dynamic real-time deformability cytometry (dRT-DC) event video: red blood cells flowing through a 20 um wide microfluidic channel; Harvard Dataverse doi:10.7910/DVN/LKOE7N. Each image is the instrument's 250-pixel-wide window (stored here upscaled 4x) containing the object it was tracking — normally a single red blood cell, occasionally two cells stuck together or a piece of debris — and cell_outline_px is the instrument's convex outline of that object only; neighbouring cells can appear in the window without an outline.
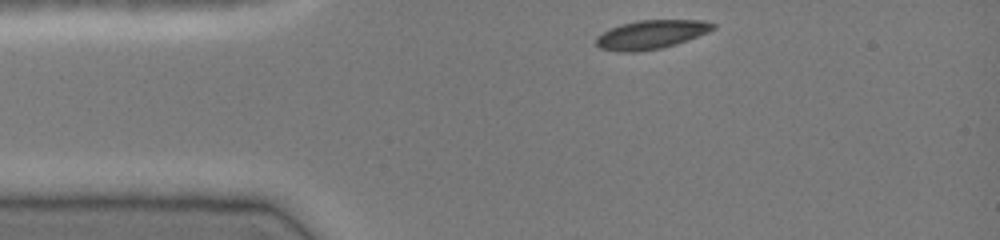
{"species": "common noctule bat (a hibernating species)", "species_latin": "Nyctalus noctula", "temperature_condition": "cold", "stored_images_in_passage": 33, "camera_frame_rate_fps": 3000, "um_per_image_px": 0.085, "animal": {"sex": "female", "body_mass_g": 19.0, "forearm_length_mm": 51.5}, "frame": {"image": 1, "passage_image": 1, "time_ms": 0.0, "image_size_px": [1000, 240], "cell_outline_px": [[716, 28], [708, 32], [676, 44], [660, 48], [636, 52], [620, 52], [600, 48], [596, 44], [596, 36], [620, 24], [640, 20], [704, 20], [716, 24]], "centroid_in_image_um": [55.36, 2.93], "position_along_channel_um": 29.6, "area_um2": 19.54}}
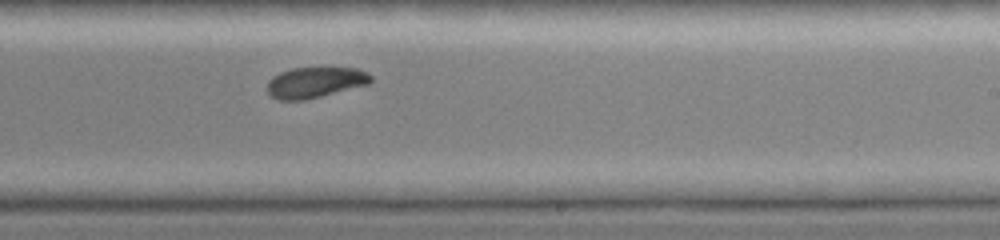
{"frame": {"image": 2, "passage_image": 21, "time_ms": 6.667, "image_size_px": [1000, 240], "cell_outline_px": [[372, 80], [368, 84], [304, 100], [276, 100], [268, 92], [268, 80], [272, 76], [280, 72], [292, 68], [356, 68], [368, 72], [372, 76]], "centroid_in_image_um": [26.77, 7.0], "position_along_channel_um": 262.2, "area_um2": 18.44}}
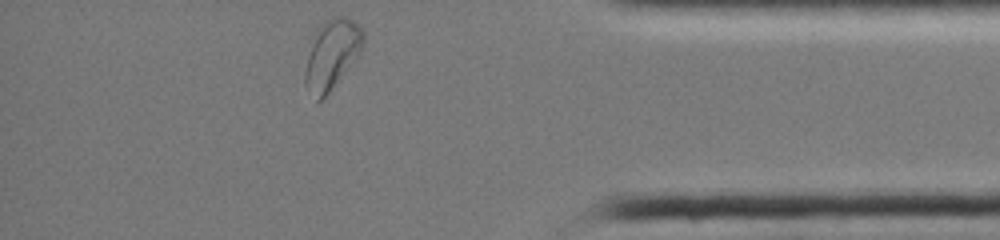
{"frame": {"image": 3, "passage_image": 33, "time_ms": 10.667, "image_size_px": [1000, 240], "cell_outline_px": [[364, 44], [360, 52], [328, 92], [320, 100], [316, 100], [304, 84], [304, 72], [308, 56], [316, 28], [324, 20], [332, 16], [344, 16], [352, 20], [364, 32]], "centroid_in_image_um": [28.19, 4.56], "position_along_channel_um": 407.0, "area_um2": 23.06}, "authors_computed_cell_mechanics": {"area_um2": 19.7676, "velocity_mm_per_s": 4.0549, "shape_relaxation_time_tau1_ms": 3.2062, "shape_relaxation_time_tau2_ms": 4.5694, "deformation_change_tau1": 0.1265, "deformation_change_tau2": 0.0655}}